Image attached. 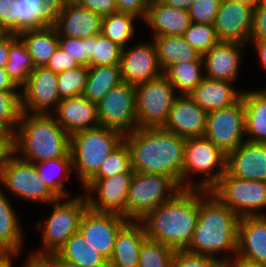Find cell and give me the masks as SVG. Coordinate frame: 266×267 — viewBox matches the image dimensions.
I'll use <instances>...</instances> for the list:
<instances>
[{"label": "cell", "mask_w": 266, "mask_h": 267, "mask_svg": "<svg viewBox=\"0 0 266 267\" xmlns=\"http://www.w3.org/2000/svg\"><path fill=\"white\" fill-rule=\"evenodd\" d=\"M240 217L213 193L199 190V216L188 253L207 256L227 265L236 258ZM226 251V256L217 258ZM227 252L235 253L230 257ZM217 255V256H216Z\"/></svg>", "instance_id": "1"}, {"label": "cell", "mask_w": 266, "mask_h": 267, "mask_svg": "<svg viewBox=\"0 0 266 267\" xmlns=\"http://www.w3.org/2000/svg\"><path fill=\"white\" fill-rule=\"evenodd\" d=\"M124 141L134 172L163 174L182 187L185 138L163 128H137L125 134Z\"/></svg>", "instance_id": "2"}, {"label": "cell", "mask_w": 266, "mask_h": 267, "mask_svg": "<svg viewBox=\"0 0 266 267\" xmlns=\"http://www.w3.org/2000/svg\"><path fill=\"white\" fill-rule=\"evenodd\" d=\"M199 216V190L182 189L172 199L151 210L140 222L148 239L175 251L192 241Z\"/></svg>", "instance_id": "3"}, {"label": "cell", "mask_w": 266, "mask_h": 267, "mask_svg": "<svg viewBox=\"0 0 266 267\" xmlns=\"http://www.w3.org/2000/svg\"><path fill=\"white\" fill-rule=\"evenodd\" d=\"M69 146L70 135L51 113H22L11 137V151L30 163L71 157Z\"/></svg>", "instance_id": "4"}, {"label": "cell", "mask_w": 266, "mask_h": 267, "mask_svg": "<svg viewBox=\"0 0 266 267\" xmlns=\"http://www.w3.org/2000/svg\"><path fill=\"white\" fill-rule=\"evenodd\" d=\"M124 134L115 129L97 126L70 134L69 152L78 181L84 185L106 158L124 142Z\"/></svg>", "instance_id": "5"}, {"label": "cell", "mask_w": 266, "mask_h": 267, "mask_svg": "<svg viewBox=\"0 0 266 267\" xmlns=\"http://www.w3.org/2000/svg\"><path fill=\"white\" fill-rule=\"evenodd\" d=\"M226 161L227 155L204 136L186 138L183 156L182 189L210 191L225 174ZM193 173L202 174L205 178L200 182H192L188 177Z\"/></svg>", "instance_id": "6"}, {"label": "cell", "mask_w": 266, "mask_h": 267, "mask_svg": "<svg viewBox=\"0 0 266 267\" xmlns=\"http://www.w3.org/2000/svg\"><path fill=\"white\" fill-rule=\"evenodd\" d=\"M54 209L43 224L38 221L37 227L42 231V249L39 248L35 253H31L29 257L41 258L46 255L56 254L66 241L79 231V225L83 214L88 207L86 196L72 198H59L53 202Z\"/></svg>", "instance_id": "7"}, {"label": "cell", "mask_w": 266, "mask_h": 267, "mask_svg": "<svg viewBox=\"0 0 266 267\" xmlns=\"http://www.w3.org/2000/svg\"><path fill=\"white\" fill-rule=\"evenodd\" d=\"M181 190L182 187L169 176L134 172L126 202V219L142 220L151 210L172 199Z\"/></svg>", "instance_id": "8"}, {"label": "cell", "mask_w": 266, "mask_h": 267, "mask_svg": "<svg viewBox=\"0 0 266 267\" xmlns=\"http://www.w3.org/2000/svg\"><path fill=\"white\" fill-rule=\"evenodd\" d=\"M0 184L23 200L52 204L59 199L40 177L35 164L22 160L12 151L0 166Z\"/></svg>", "instance_id": "9"}, {"label": "cell", "mask_w": 266, "mask_h": 267, "mask_svg": "<svg viewBox=\"0 0 266 267\" xmlns=\"http://www.w3.org/2000/svg\"><path fill=\"white\" fill-rule=\"evenodd\" d=\"M135 87L138 128H163L178 94L162 74Z\"/></svg>", "instance_id": "10"}, {"label": "cell", "mask_w": 266, "mask_h": 267, "mask_svg": "<svg viewBox=\"0 0 266 267\" xmlns=\"http://www.w3.org/2000/svg\"><path fill=\"white\" fill-rule=\"evenodd\" d=\"M210 192L240 218L264 216L256 212L266 207V182L264 181L240 179L226 171Z\"/></svg>", "instance_id": "11"}, {"label": "cell", "mask_w": 266, "mask_h": 267, "mask_svg": "<svg viewBox=\"0 0 266 267\" xmlns=\"http://www.w3.org/2000/svg\"><path fill=\"white\" fill-rule=\"evenodd\" d=\"M245 136V107L242 98L233 105L207 112L204 137L226 155L236 150Z\"/></svg>", "instance_id": "12"}, {"label": "cell", "mask_w": 266, "mask_h": 267, "mask_svg": "<svg viewBox=\"0 0 266 267\" xmlns=\"http://www.w3.org/2000/svg\"><path fill=\"white\" fill-rule=\"evenodd\" d=\"M99 126L115 129L124 135L138 128L135 87L126 82L111 88L97 103Z\"/></svg>", "instance_id": "13"}, {"label": "cell", "mask_w": 266, "mask_h": 267, "mask_svg": "<svg viewBox=\"0 0 266 267\" xmlns=\"http://www.w3.org/2000/svg\"><path fill=\"white\" fill-rule=\"evenodd\" d=\"M132 178L133 173H121L108 178L89 179L83 185L89 209L117 213L126 218V202Z\"/></svg>", "instance_id": "14"}, {"label": "cell", "mask_w": 266, "mask_h": 267, "mask_svg": "<svg viewBox=\"0 0 266 267\" xmlns=\"http://www.w3.org/2000/svg\"><path fill=\"white\" fill-rule=\"evenodd\" d=\"M21 91L22 113L50 114L61 101L57 73L45 67L35 68Z\"/></svg>", "instance_id": "15"}, {"label": "cell", "mask_w": 266, "mask_h": 267, "mask_svg": "<svg viewBox=\"0 0 266 267\" xmlns=\"http://www.w3.org/2000/svg\"><path fill=\"white\" fill-rule=\"evenodd\" d=\"M127 222L120 214L96 212L88 208L81 218L79 232L89 245L109 261L116 235Z\"/></svg>", "instance_id": "16"}, {"label": "cell", "mask_w": 266, "mask_h": 267, "mask_svg": "<svg viewBox=\"0 0 266 267\" xmlns=\"http://www.w3.org/2000/svg\"><path fill=\"white\" fill-rule=\"evenodd\" d=\"M254 7L231 0H222L213 23L218 40L245 45L248 42L251 43L249 38L253 26Z\"/></svg>", "instance_id": "17"}, {"label": "cell", "mask_w": 266, "mask_h": 267, "mask_svg": "<svg viewBox=\"0 0 266 267\" xmlns=\"http://www.w3.org/2000/svg\"><path fill=\"white\" fill-rule=\"evenodd\" d=\"M120 68L123 82L136 86L158 78L160 69L154 42L139 43L126 50L122 48Z\"/></svg>", "instance_id": "18"}, {"label": "cell", "mask_w": 266, "mask_h": 267, "mask_svg": "<svg viewBox=\"0 0 266 267\" xmlns=\"http://www.w3.org/2000/svg\"><path fill=\"white\" fill-rule=\"evenodd\" d=\"M207 112L198 106L188 94L178 95L163 129L183 138L203 137Z\"/></svg>", "instance_id": "19"}, {"label": "cell", "mask_w": 266, "mask_h": 267, "mask_svg": "<svg viewBox=\"0 0 266 267\" xmlns=\"http://www.w3.org/2000/svg\"><path fill=\"white\" fill-rule=\"evenodd\" d=\"M226 171L240 179L266 182V143L243 142L227 154Z\"/></svg>", "instance_id": "20"}, {"label": "cell", "mask_w": 266, "mask_h": 267, "mask_svg": "<svg viewBox=\"0 0 266 267\" xmlns=\"http://www.w3.org/2000/svg\"><path fill=\"white\" fill-rule=\"evenodd\" d=\"M245 44L219 41L210 51L202 55L205 77L236 82L241 64V49Z\"/></svg>", "instance_id": "21"}, {"label": "cell", "mask_w": 266, "mask_h": 267, "mask_svg": "<svg viewBox=\"0 0 266 267\" xmlns=\"http://www.w3.org/2000/svg\"><path fill=\"white\" fill-rule=\"evenodd\" d=\"M51 114L69 135L99 126L97 104L83 95L61 100Z\"/></svg>", "instance_id": "22"}, {"label": "cell", "mask_w": 266, "mask_h": 267, "mask_svg": "<svg viewBox=\"0 0 266 267\" xmlns=\"http://www.w3.org/2000/svg\"><path fill=\"white\" fill-rule=\"evenodd\" d=\"M236 257L266 265V215L240 218Z\"/></svg>", "instance_id": "23"}, {"label": "cell", "mask_w": 266, "mask_h": 267, "mask_svg": "<svg viewBox=\"0 0 266 267\" xmlns=\"http://www.w3.org/2000/svg\"><path fill=\"white\" fill-rule=\"evenodd\" d=\"M102 17L76 3L65 4L53 21L58 35L73 38H90L101 34Z\"/></svg>", "instance_id": "24"}, {"label": "cell", "mask_w": 266, "mask_h": 267, "mask_svg": "<svg viewBox=\"0 0 266 267\" xmlns=\"http://www.w3.org/2000/svg\"><path fill=\"white\" fill-rule=\"evenodd\" d=\"M147 239L140 221H128L117 233L109 267H138L142 243Z\"/></svg>", "instance_id": "25"}, {"label": "cell", "mask_w": 266, "mask_h": 267, "mask_svg": "<svg viewBox=\"0 0 266 267\" xmlns=\"http://www.w3.org/2000/svg\"><path fill=\"white\" fill-rule=\"evenodd\" d=\"M232 83L204 77L188 96L206 112L226 108L236 103L242 95Z\"/></svg>", "instance_id": "26"}, {"label": "cell", "mask_w": 266, "mask_h": 267, "mask_svg": "<svg viewBox=\"0 0 266 267\" xmlns=\"http://www.w3.org/2000/svg\"><path fill=\"white\" fill-rule=\"evenodd\" d=\"M144 22L154 31L152 37L183 35L192 23L188 11L167 6L162 2L149 4Z\"/></svg>", "instance_id": "27"}, {"label": "cell", "mask_w": 266, "mask_h": 267, "mask_svg": "<svg viewBox=\"0 0 266 267\" xmlns=\"http://www.w3.org/2000/svg\"><path fill=\"white\" fill-rule=\"evenodd\" d=\"M152 38L162 72L171 65L203 61L202 54L194 49L182 35H166Z\"/></svg>", "instance_id": "28"}, {"label": "cell", "mask_w": 266, "mask_h": 267, "mask_svg": "<svg viewBox=\"0 0 266 267\" xmlns=\"http://www.w3.org/2000/svg\"><path fill=\"white\" fill-rule=\"evenodd\" d=\"M247 141L266 143V90L242 91Z\"/></svg>", "instance_id": "29"}, {"label": "cell", "mask_w": 266, "mask_h": 267, "mask_svg": "<svg viewBox=\"0 0 266 267\" xmlns=\"http://www.w3.org/2000/svg\"><path fill=\"white\" fill-rule=\"evenodd\" d=\"M18 36L28 48L35 68L45 67L59 47L58 33L53 25L25 30Z\"/></svg>", "instance_id": "30"}, {"label": "cell", "mask_w": 266, "mask_h": 267, "mask_svg": "<svg viewBox=\"0 0 266 267\" xmlns=\"http://www.w3.org/2000/svg\"><path fill=\"white\" fill-rule=\"evenodd\" d=\"M0 189V251L18 253L24 241L23 231L10 199Z\"/></svg>", "instance_id": "31"}, {"label": "cell", "mask_w": 266, "mask_h": 267, "mask_svg": "<svg viewBox=\"0 0 266 267\" xmlns=\"http://www.w3.org/2000/svg\"><path fill=\"white\" fill-rule=\"evenodd\" d=\"M56 255L79 267H108V260L88 244L78 231L60 248Z\"/></svg>", "instance_id": "32"}, {"label": "cell", "mask_w": 266, "mask_h": 267, "mask_svg": "<svg viewBox=\"0 0 266 267\" xmlns=\"http://www.w3.org/2000/svg\"><path fill=\"white\" fill-rule=\"evenodd\" d=\"M123 83L120 64L89 66L83 96L98 103L111 88Z\"/></svg>", "instance_id": "33"}, {"label": "cell", "mask_w": 266, "mask_h": 267, "mask_svg": "<svg viewBox=\"0 0 266 267\" xmlns=\"http://www.w3.org/2000/svg\"><path fill=\"white\" fill-rule=\"evenodd\" d=\"M13 83L21 89L35 69L32 57L22 39L15 34H9L8 62L5 66Z\"/></svg>", "instance_id": "34"}, {"label": "cell", "mask_w": 266, "mask_h": 267, "mask_svg": "<svg viewBox=\"0 0 266 267\" xmlns=\"http://www.w3.org/2000/svg\"><path fill=\"white\" fill-rule=\"evenodd\" d=\"M34 164L40 177L58 198H67L70 196L64 187V182L70 178V173L73 170L71 157H60Z\"/></svg>", "instance_id": "35"}, {"label": "cell", "mask_w": 266, "mask_h": 267, "mask_svg": "<svg viewBox=\"0 0 266 267\" xmlns=\"http://www.w3.org/2000/svg\"><path fill=\"white\" fill-rule=\"evenodd\" d=\"M203 68V61L183 62L171 65L163 75L173 85L175 91L189 94L204 79Z\"/></svg>", "instance_id": "36"}, {"label": "cell", "mask_w": 266, "mask_h": 267, "mask_svg": "<svg viewBox=\"0 0 266 267\" xmlns=\"http://www.w3.org/2000/svg\"><path fill=\"white\" fill-rule=\"evenodd\" d=\"M136 19V16L124 12L111 13L102 17L101 34L124 48L135 33Z\"/></svg>", "instance_id": "37"}, {"label": "cell", "mask_w": 266, "mask_h": 267, "mask_svg": "<svg viewBox=\"0 0 266 267\" xmlns=\"http://www.w3.org/2000/svg\"><path fill=\"white\" fill-rule=\"evenodd\" d=\"M90 66L120 64L122 47L102 34L87 38Z\"/></svg>", "instance_id": "38"}, {"label": "cell", "mask_w": 266, "mask_h": 267, "mask_svg": "<svg viewBox=\"0 0 266 267\" xmlns=\"http://www.w3.org/2000/svg\"><path fill=\"white\" fill-rule=\"evenodd\" d=\"M53 25L42 0H17V35L22 31Z\"/></svg>", "instance_id": "39"}, {"label": "cell", "mask_w": 266, "mask_h": 267, "mask_svg": "<svg viewBox=\"0 0 266 267\" xmlns=\"http://www.w3.org/2000/svg\"><path fill=\"white\" fill-rule=\"evenodd\" d=\"M22 116L21 92L0 91V129L12 137Z\"/></svg>", "instance_id": "40"}, {"label": "cell", "mask_w": 266, "mask_h": 267, "mask_svg": "<svg viewBox=\"0 0 266 267\" xmlns=\"http://www.w3.org/2000/svg\"><path fill=\"white\" fill-rule=\"evenodd\" d=\"M174 254L170 247L147 238L140 249L138 267H172Z\"/></svg>", "instance_id": "41"}, {"label": "cell", "mask_w": 266, "mask_h": 267, "mask_svg": "<svg viewBox=\"0 0 266 267\" xmlns=\"http://www.w3.org/2000/svg\"><path fill=\"white\" fill-rule=\"evenodd\" d=\"M121 173H134L131 168V152L125 141L106 158L90 179L108 178Z\"/></svg>", "instance_id": "42"}, {"label": "cell", "mask_w": 266, "mask_h": 267, "mask_svg": "<svg viewBox=\"0 0 266 267\" xmlns=\"http://www.w3.org/2000/svg\"><path fill=\"white\" fill-rule=\"evenodd\" d=\"M88 77V67L79 66L57 74L60 100L82 96Z\"/></svg>", "instance_id": "43"}, {"label": "cell", "mask_w": 266, "mask_h": 267, "mask_svg": "<svg viewBox=\"0 0 266 267\" xmlns=\"http://www.w3.org/2000/svg\"><path fill=\"white\" fill-rule=\"evenodd\" d=\"M182 36L202 55L210 51L219 42L214 26L209 24L192 22Z\"/></svg>", "instance_id": "44"}, {"label": "cell", "mask_w": 266, "mask_h": 267, "mask_svg": "<svg viewBox=\"0 0 266 267\" xmlns=\"http://www.w3.org/2000/svg\"><path fill=\"white\" fill-rule=\"evenodd\" d=\"M59 47L65 51L71 59L78 62L80 66L89 67L87 38H73L58 35Z\"/></svg>", "instance_id": "45"}, {"label": "cell", "mask_w": 266, "mask_h": 267, "mask_svg": "<svg viewBox=\"0 0 266 267\" xmlns=\"http://www.w3.org/2000/svg\"><path fill=\"white\" fill-rule=\"evenodd\" d=\"M222 0H196L188 9L191 22L213 25Z\"/></svg>", "instance_id": "46"}, {"label": "cell", "mask_w": 266, "mask_h": 267, "mask_svg": "<svg viewBox=\"0 0 266 267\" xmlns=\"http://www.w3.org/2000/svg\"><path fill=\"white\" fill-rule=\"evenodd\" d=\"M223 264L214 258L175 251L172 267H221Z\"/></svg>", "instance_id": "47"}, {"label": "cell", "mask_w": 266, "mask_h": 267, "mask_svg": "<svg viewBox=\"0 0 266 267\" xmlns=\"http://www.w3.org/2000/svg\"><path fill=\"white\" fill-rule=\"evenodd\" d=\"M0 29L17 35V0H0Z\"/></svg>", "instance_id": "48"}, {"label": "cell", "mask_w": 266, "mask_h": 267, "mask_svg": "<svg viewBox=\"0 0 266 267\" xmlns=\"http://www.w3.org/2000/svg\"><path fill=\"white\" fill-rule=\"evenodd\" d=\"M249 40H266V0H260L254 7Z\"/></svg>", "instance_id": "49"}, {"label": "cell", "mask_w": 266, "mask_h": 267, "mask_svg": "<svg viewBox=\"0 0 266 267\" xmlns=\"http://www.w3.org/2000/svg\"><path fill=\"white\" fill-rule=\"evenodd\" d=\"M79 66L80 65L77 61L71 59L65 51L58 47L49 59L45 68L52 70L54 73L58 74L65 70H70Z\"/></svg>", "instance_id": "50"}, {"label": "cell", "mask_w": 266, "mask_h": 267, "mask_svg": "<svg viewBox=\"0 0 266 267\" xmlns=\"http://www.w3.org/2000/svg\"><path fill=\"white\" fill-rule=\"evenodd\" d=\"M119 12L132 14L145 20L149 3L147 0H115Z\"/></svg>", "instance_id": "51"}, {"label": "cell", "mask_w": 266, "mask_h": 267, "mask_svg": "<svg viewBox=\"0 0 266 267\" xmlns=\"http://www.w3.org/2000/svg\"><path fill=\"white\" fill-rule=\"evenodd\" d=\"M76 4L93 11L101 17L118 11L115 0H78Z\"/></svg>", "instance_id": "52"}, {"label": "cell", "mask_w": 266, "mask_h": 267, "mask_svg": "<svg viewBox=\"0 0 266 267\" xmlns=\"http://www.w3.org/2000/svg\"><path fill=\"white\" fill-rule=\"evenodd\" d=\"M42 2L45 13L52 21L59 16L65 5L63 0H42Z\"/></svg>", "instance_id": "53"}, {"label": "cell", "mask_w": 266, "mask_h": 267, "mask_svg": "<svg viewBox=\"0 0 266 267\" xmlns=\"http://www.w3.org/2000/svg\"><path fill=\"white\" fill-rule=\"evenodd\" d=\"M47 267H79L75 264L67 262L56 254H50L39 258Z\"/></svg>", "instance_id": "54"}, {"label": "cell", "mask_w": 266, "mask_h": 267, "mask_svg": "<svg viewBox=\"0 0 266 267\" xmlns=\"http://www.w3.org/2000/svg\"><path fill=\"white\" fill-rule=\"evenodd\" d=\"M10 79L5 67H0V91H20Z\"/></svg>", "instance_id": "55"}, {"label": "cell", "mask_w": 266, "mask_h": 267, "mask_svg": "<svg viewBox=\"0 0 266 267\" xmlns=\"http://www.w3.org/2000/svg\"><path fill=\"white\" fill-rule=\"evenodd\" d=\"M11 151V137L0 129V166Z\"/></svg>", "instance_id": "56"}, {"label": "cell", "mask_w": 266, "mask_h": 267, "mask_svg": "<svg viewBox=\"0 0 266 267\" xmlns=\"http://www.w3.org/2000/svg\"><path fill=\"white\" fill-rule=\"evenodd\" d=\"M9 34L0 38V67H5L8 62Z\"/></svg>", "instance_id": "57"}, {"label": "cell", "mask_w": 266, "mask_h": 267, "mask_svg": "<svg viewBox=\"0 0 266 267\" xmlns=\"http://www.w3.org/2000/svg\"><path fill=\"white\" fill-rule=\"evenodd\" d=\"M254 47H256L257 55L261 61L262 67L266 70V40H250Z\"/></svg>", "instance_id": "58"}, {"label": "cell", "mask_w": 266, "mask_h": 267, "mask_svg": "<svg viewBox=\"0 0 266 267\" xmlns=\"http://www.w3.org/2000/svg\"><path fill=\"white\" fill-rule=\"evenodd\" d=\"M195 1L196 0H162V3L170 7L188 11L190 6L194 4Z\"/></svg>", "instance_id": "59"}, {"label": "cell", "mask_w": 266, "mask_h": 267, "mask_svg": "<svg viewBox=\"0 0 266 267\" xmlns=\"http://www.w3.org/2000/svg\"><path fill=\"white\" fill-rule=\"evenodd\" d=\"M228 267H266V265H261L257 263H251L246 260H242L239 258H234L227 264Z\"/></svg>", "instance_id": "60"}, {"label": "cell", "mask_w": 266, "mask_h": 267, "mask_svg": "<svg viewBox=\"0 0 266 267\" xmlns=\"http://www.w3.org/2000/svg\"><path fill=\"white\" fill-rule=\"evenodd\" d=\"M18 253H1L0 254V267H13V256H17Z\"/></svg>", "instance_id": "61"}, {"label": "cell", "mask_w": 266, "mask_h": 267, "mask_svg": "<svg viewBox=\"0 0 266 267\" xmlns=\"http://www.w3.org/2000/svg\"><path fill=\"white\" fill-rule=\"evenodd\" d=\"M24 267H47L40 259L29 257L27 261L24 262Z\"/></svg>", "instance_id": "62"}, {"label": "cell", "mask_w": 266, "mask_h": 267, "mask_svg": "<svg viewBox=\"0 0 266 267\" xmlns=\"http://www.w3.org/2000/svg\"><path fill=\"white\" fill-rule=\"evenodd\" d=\"M234 2H240L249 6H255L260 0H231Z\"/></svg>", "instance_id": "63"}, {"label": "cell", "mask_w": 266, "mask_h": 267, "mask_svg": "<svg viewBox=\"0 0 266 267\" xmlns=\"http://www.w3.org/2000/svg\"><path fill=\"white\" fill-rule=\"evenodd\" d=\"M78 0H63V2L65 4H68V3H76Z\"/></svg>", "instance_id": "64"}, {"label": "cell", "mask_w": 266, "mask_h": 267, "mask_svg": "<svg viewBox=\"0 0 266 267\" xmlns=\"http://www.w3.org/2000/svg\"><path fill=\"white\" fill-rule=\"evenodd\" d=\"M149 4L155 3V2H162V0H147Z\"/></svg>", "instance_id": "65"}, {"label": "cell", "mask_w": 266, "mask_h": 267, "mask_svg": "<svg viewBox=\"0 0 266 267\" xmlns=\"http://www.w3.org/2000/svg\"><path fill=\"white\" fill-rule=\"evenodd\" d=\"M5 33L0 29V38L4 35Z\"/></svg>", "instance_id": "66"}]
</instances>
